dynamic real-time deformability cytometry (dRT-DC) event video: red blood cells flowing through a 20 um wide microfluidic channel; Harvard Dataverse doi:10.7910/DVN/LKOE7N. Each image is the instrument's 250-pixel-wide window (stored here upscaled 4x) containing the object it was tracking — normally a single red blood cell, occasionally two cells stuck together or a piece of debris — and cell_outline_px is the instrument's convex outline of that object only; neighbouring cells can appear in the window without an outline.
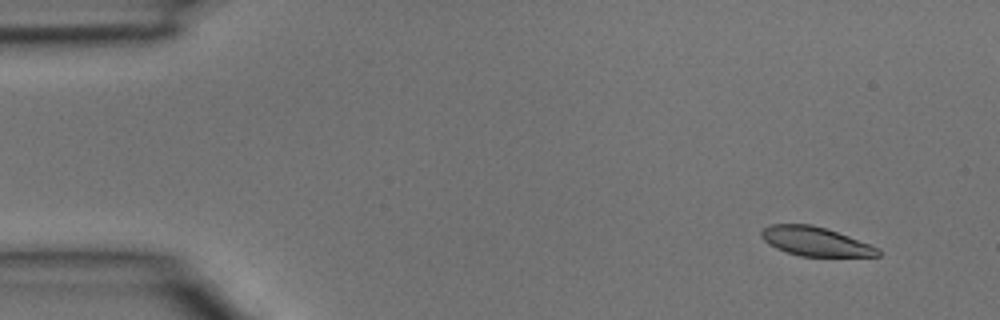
{"species": "common noctule bat (a hibernating species)", "species_latin": "Nyctalus noctula", "temperature_condition": "room temperature", "stored_images_in_passage": 3, "camera_frame_rate_fps": 3000, "um_per_image_px": 0.085, "animal": {"sex": "male", "body_mass_g": 15.6}, "frame": {"image": 1, "passage_image": 1, "time_ms": 0.0, "image_size_px": [1000, 320], "cell_outline_px": [[880, 256], [800, 256], [776, 248], [768, 244], [760, 236], [760, 232], [764, 228], [772, 224], [812, 224], [848, 236], [880, 248]], "centroid_in_image_um": [69.29, 20.52], "position_along_channel_um": 15.7, "area_um2": 19.54}}